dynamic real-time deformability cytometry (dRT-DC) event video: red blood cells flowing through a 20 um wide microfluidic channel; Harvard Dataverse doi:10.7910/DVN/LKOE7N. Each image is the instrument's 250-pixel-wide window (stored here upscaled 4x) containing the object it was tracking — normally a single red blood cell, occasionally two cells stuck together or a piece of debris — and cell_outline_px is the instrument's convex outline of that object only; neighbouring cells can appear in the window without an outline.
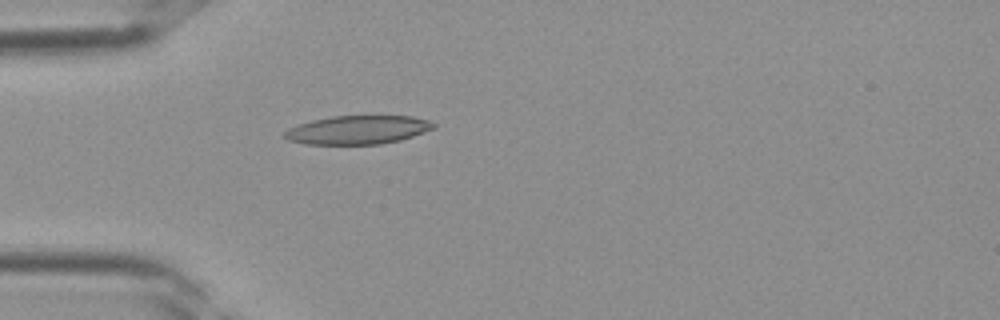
{"species": "Egyptian fruit bat (a non-hibernating species)", "species_latin": "Rousettus aegyptiacus", "temperature_condition": "room temperature", "stored_images_in_passage": 27, "camera_frame_rate_fps": 3000, "um_per_image_px": 0.085, "frame": {"image": 1, "passage_image": 1, "time_ms": 0.0, "image_size_px": [1000, 320], "cell_outline_px": [[436, 128], [400, 140], [380, 144], [304, 144], [288, 140], [284, 136], [284, 132], [288, 128], [312, 120], [332, 116], [412, 116], [428, 120], [436, 124]], "centroid_in_image_um": [30.42, 11.04], "position_along_channel_um": 54.6, "area_um2": 24.8}}
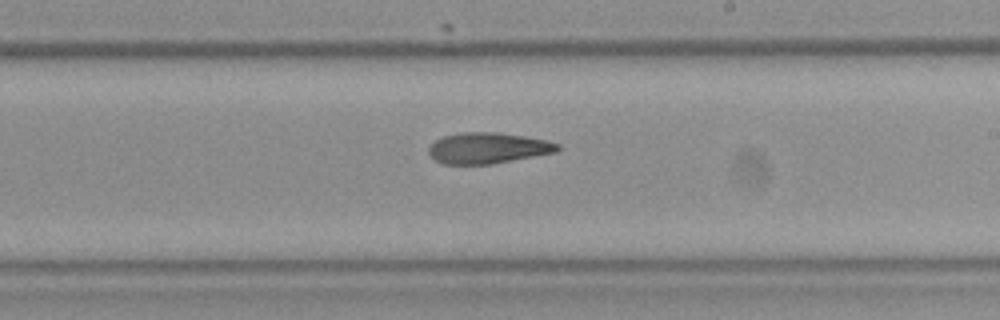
{"frame": {"image": 2, "passage_image": 12, "time_ms": 3.667, "image_size_px": [1000, 320], "cell_outline_px": [[560, 148], [556, 152], [492, 164], [444, 164], [436, 160], [428, 152], [428, 148], [436, 140], [444, 136], [460, 132], [496, 132], [524, 136], [548, 140], [560, 144]], "centroid_in_image_um": [41.49, 12.58], "position_along_channel_um": 247.5, "area_um2": 23.18}}
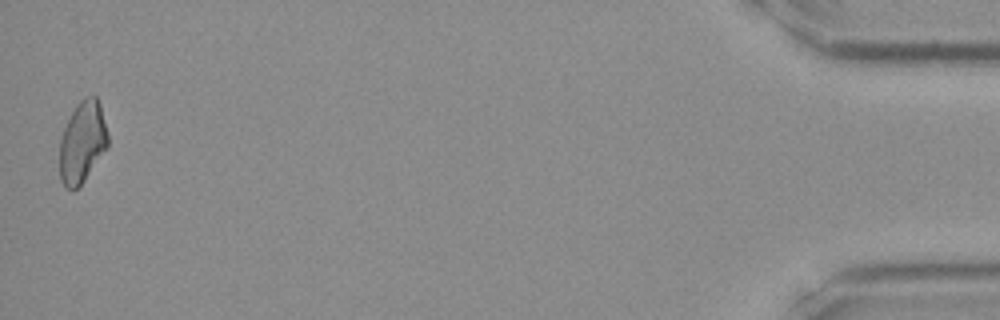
{"frame": {"image": 3, "passage_image": 27, "time_ms": 8.667, "image_size_px": [1000, 320], "cell_outline_px": [[108, 148], [84, 180], [72, 192], [64, 188], [60, 180], [60, 140], [64, 128], [76, 104], [84, 96], [96, 96], [100, 104], [108, 132]], "centroid_in_image_um": [7.01, 12.09], "position_along_channel_um": 428.2, "area_um2": 23.12}}